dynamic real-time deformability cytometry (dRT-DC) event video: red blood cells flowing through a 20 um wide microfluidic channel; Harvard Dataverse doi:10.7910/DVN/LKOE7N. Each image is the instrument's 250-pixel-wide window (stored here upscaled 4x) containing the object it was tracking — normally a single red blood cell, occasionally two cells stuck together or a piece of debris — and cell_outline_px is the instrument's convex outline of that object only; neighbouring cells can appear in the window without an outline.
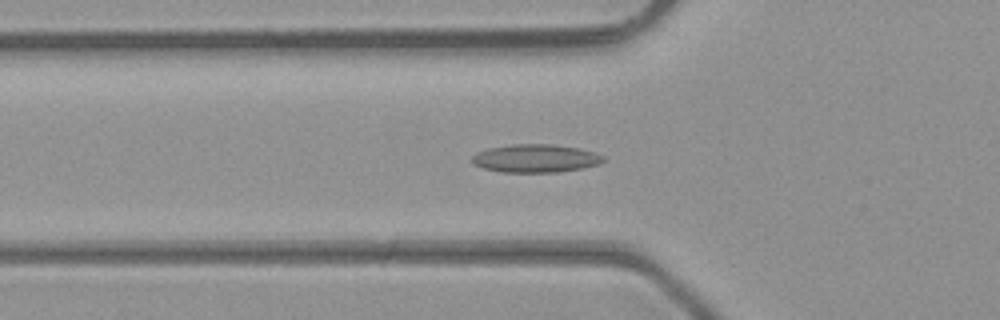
{"species": "common noctule bat (a hibernating species)", "species_latin": "Nyctalus noctula", "temperature_condition": "room temperature", "stored_images_in_passage": 40, "camera_frame_rate_fps": 3000, "um_per_image_px": 0.085, "animal": {"sex": "male", "body_mass_g": 23.1, "forearm_length_mm": 52.7}, "frame": {"image": 1, "passage_image": 16, "time_ms": 5.0, "image_size_px": [1000, 320], "cell_outline_px": [[608, 160], [600, 164], [584, 168], [556, 172], [504, 172], [484, 168], [472, 164], [472, 156], [476, 152], [488, 148], [512, 144], [552, 144], [576, 148], [592, 152], [604, 156]], "centroid_in_image_um": [45.53, 13.46], "position_along_channel_um": 80.3, "area_um2": 21.56}}
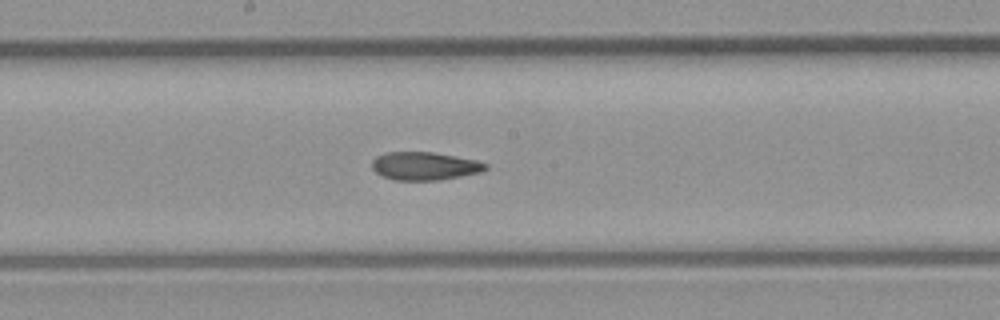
{"frame": {"image": 2, "passage_image": 25, "time_ms": 8.0, "image_size_px": [1000, 320], "cell_outline_px": [[488, 168], [480, 172], [460, 176], [436, 180], [396, 180], [380, 176], [372, 168], [372, 160], [376, 156], [384, 152], [432, 152], [476, 160], [488, 164]], "centroid_in_image_um": [36.05, 14.11], "position_along_channel_um": 212.1, "area_um2": 18.55}}
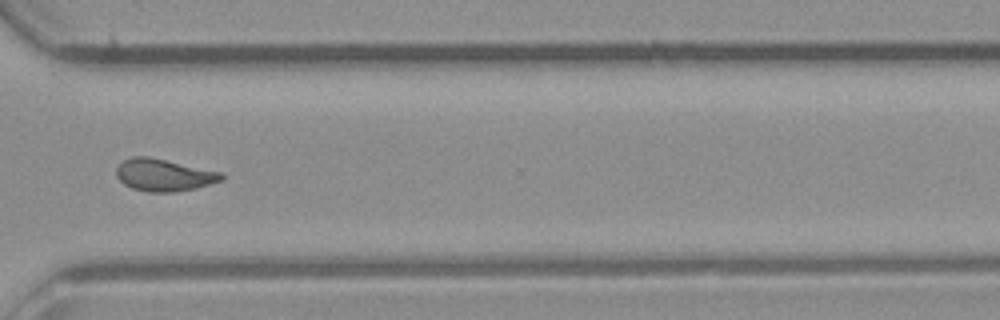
{"frame": {"image": 3, "passage_image": 35, "time_ms": 11.333, "image_size_px": [1000, 320], "cell_outline_px": [[224, 180], [196, 188], [176, 192], [148, 192], [132, 188], [124, 184], [116, 176], [116, 168], [124, 160], [132, 156], [148, 156], [224, 172]], "centroid_in_image_um": [13.96, 14.87], "position_along_channel_um": 356.6, "area_um2": 19.94}, "authors_computed_cell_mechanics": {"area_um2": 19.7965, "velocity_mm_per_s": 4.3601, "shape_relaxation_time_tau1_ms": null, "shape_relaxation_time_tau2_ms": 1.2389, "deformation_change_tau1": null, "deformation_change_tau2": 0.0738}}